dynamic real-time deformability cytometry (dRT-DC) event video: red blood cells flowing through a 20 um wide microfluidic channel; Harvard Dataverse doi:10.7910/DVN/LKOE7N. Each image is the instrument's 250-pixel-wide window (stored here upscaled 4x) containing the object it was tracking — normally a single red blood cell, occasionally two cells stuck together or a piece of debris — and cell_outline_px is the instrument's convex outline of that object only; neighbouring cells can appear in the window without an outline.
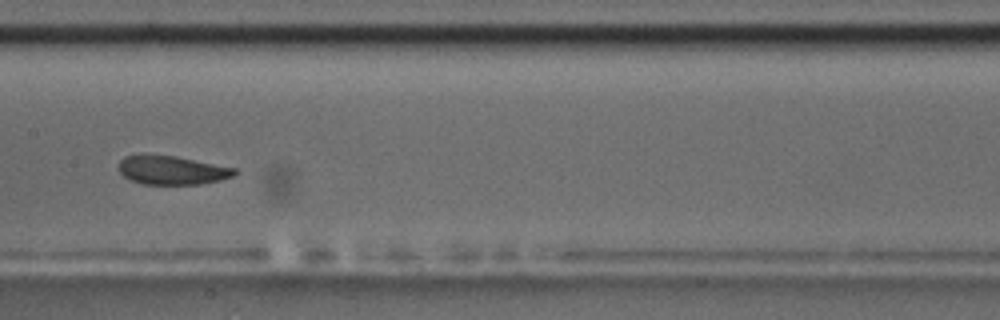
{"species": "common noctule bat (a hibernating species)", "species_latin": "Nyctalus noctula", "temperature_condition": "room temperature", "stored_images_in_passage": 8, "camera_frame_rate_fps": 3000, "um_per_image_px": 0.085, "animal": {"sex": "male", "body_mass_g": 17.5, "forearm_length_mm": 52.3}, "frame": {"image": 1, "passage_image": 7, "time_ms": 6.667, "image_size_px": [1000, 320], "cell_outline_px": [[236, 172], [232, 176], [220, 180], [200, 184], [144, 184], [132, 180], [124, 176], [120, 172], [120, 160], [124, 156], [140, 152], [176, 156], [236, 168]], "centroid_in_image_um": [14.57, 14.43], "position_along_channel_um": 192.8, "area_um2": 19.65}}